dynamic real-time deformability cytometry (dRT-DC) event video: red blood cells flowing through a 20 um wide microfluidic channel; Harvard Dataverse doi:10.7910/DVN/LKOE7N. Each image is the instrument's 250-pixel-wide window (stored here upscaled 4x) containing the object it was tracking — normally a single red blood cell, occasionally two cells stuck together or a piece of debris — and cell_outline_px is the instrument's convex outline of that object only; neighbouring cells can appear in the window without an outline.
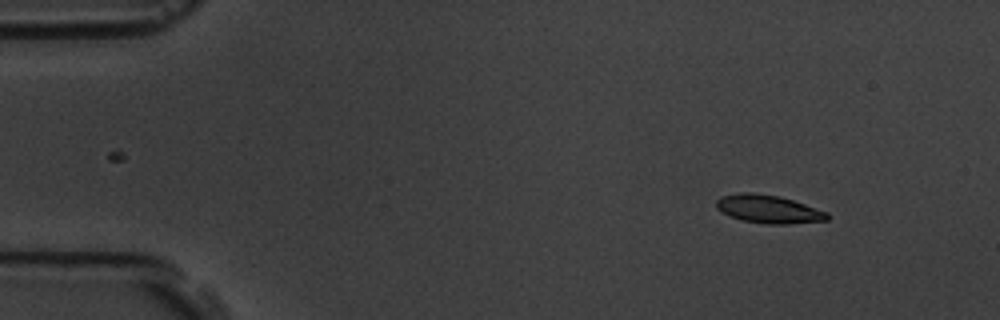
{"species": "common noctule bat (a hibernating species)", "species_latin": "Nyctalus noctula", "temperature_condition": "room temperature", "stored_images_in_passage": 3, "camera_frame_rate_fps": 3000, "um_per_image_px": 0.085, "animal": {"sex": "male", "body_mass_g": 19.5, "forearm_length_mm": 54.6}, "frame": {"image": 1, "passage_image": 1, "time_ms": 0.0, "image_size_px": [1000, 320], "cell_outline_px": [[828, 220], [788, 224], [768, 224], [744, 220], [728, 216], [716, 208], [716, 200], [720, 196], [740, 192], [756, 192], [780, 196], [828, 212]], "centroid_in_image_um": [65.28, 17.76], "position_along_channel_um": 19.7, "area_um2": 18.26}}
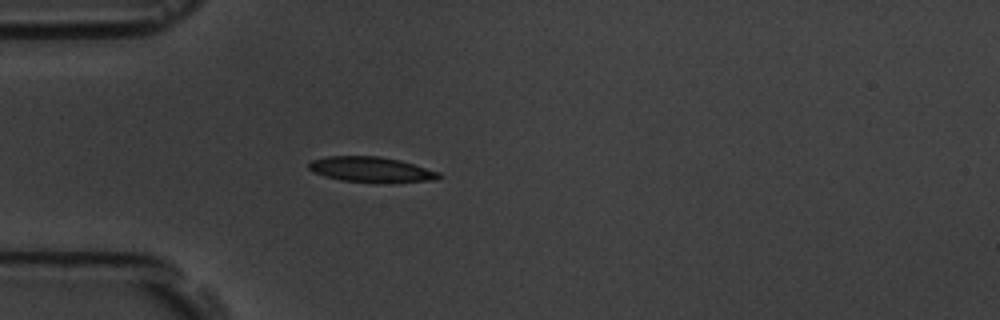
{"frame": {"image": 2, "passage_image": 3, "time_ms": 3.333, "image_size_px": [1000, 320], "cell_outline_px": [[440, 180], [340, 180], [324, 176], [308, 168], [308, 164], [312, 160], [328, 156], [380, 156], [400, 160], [440, 172]], "centroid_in_image_um": [31.51, 14.36], "position_along_channel_um": 53.5, "area_um2": 18.15}}